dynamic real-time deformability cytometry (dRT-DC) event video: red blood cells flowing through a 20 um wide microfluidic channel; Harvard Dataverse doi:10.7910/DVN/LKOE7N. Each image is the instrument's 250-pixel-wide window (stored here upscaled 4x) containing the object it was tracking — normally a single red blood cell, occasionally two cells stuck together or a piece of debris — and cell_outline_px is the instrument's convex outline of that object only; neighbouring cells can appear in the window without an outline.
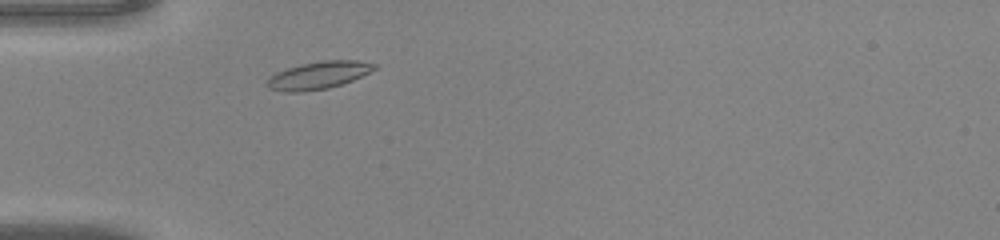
{"species": "common noctule bat (a hibernating species)", "species_latin": "Nyctalus noctula", "temperature_condition": "warm", "stored_images_in_passage": 31, "camera_frame_rate_fps": 3000, "um_per_image_px": 0.085, "animal": {"sex": "male", "body_mass_g": 20.0, "forearm_length_mm": 53.3}, "frame": {"image": 1, "passage_image": 4, "time_ms": 1.0, "image_size_px": [1000, 240], "cell_outline_px": [[376, 68], [352, 80], [328, 88], [300, 92], [284, 92], [268, 88], [264, 84], [276, 72], [300, 64], [324, 60], [356, 60], [376, 64]], "centroid_in_image_um": [27.02, 6.4], "position_along_channel_um": 58.0, "area_um2": 16.99}}
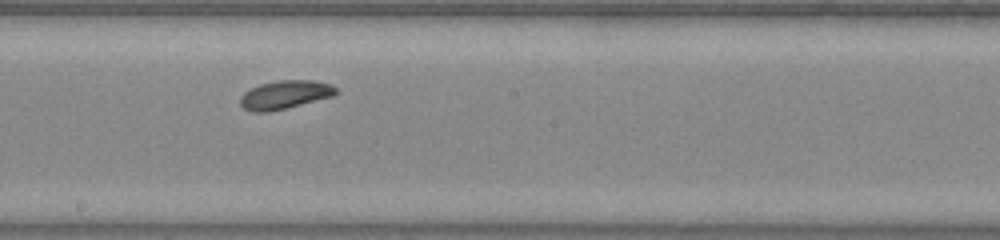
{"frame": {"image": 2, "passage_image": 16, "time_ms": 5.0, "image_size_px": [1000, 240], "cell_outline_px": [[336, 92], [332, 96], [268, 112], [252, 112], [244, 108], [240, 104], [240, 96], [244, 92], [260, 84], [280, 80], [312, 80], [332, 84], [336, 88]], "centroid_in_image_um": [24.18, 8.04], "position_along_channel_um": 224.0, "area_um2": 15.61}}
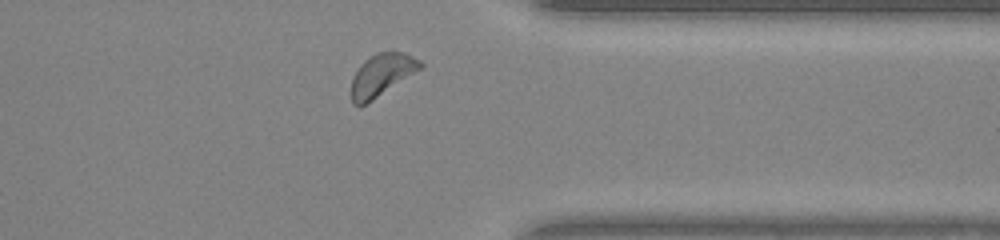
{"frame": {"image": 3, "passage_image": 27, "time_ms": 8.667, "image_size_px": [1000, 240], "cell_outline_px": [[424, 64], [420, 68], [360, 108], [352, 104], [352, 76], [360, 64], [364, 60], [376, 52], [392, 48], [404, 52], [420, 60]], "centroid_in_image_um": [32.41, 6.32], "position_along_channel_um": 379.0, "area_um2": 17.11}}